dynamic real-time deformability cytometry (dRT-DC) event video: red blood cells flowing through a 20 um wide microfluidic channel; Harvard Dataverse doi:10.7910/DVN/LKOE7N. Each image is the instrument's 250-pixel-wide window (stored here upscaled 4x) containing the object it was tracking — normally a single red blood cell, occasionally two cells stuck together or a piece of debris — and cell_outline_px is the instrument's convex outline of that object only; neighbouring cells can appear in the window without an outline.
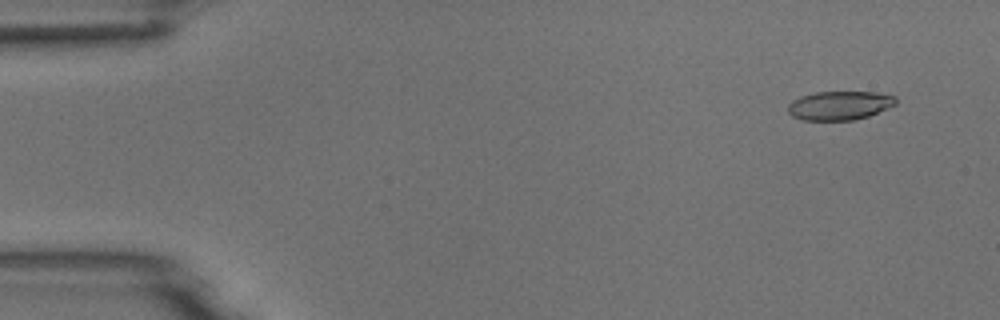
{"species": "common noctule bat (a hibernating species)", "species_latin": "Nyctalus noctula", "temperature_condition": "room temperature", "stored_images_in_passage": 5, "camera_frame_rate_fps": 3000, "um_per_image_px": 0.085, "animal": {"sex": "male", "body_mass_g": 18.8}, "frame": {"image": 1, "passage_image": 2, "time_ms": 1.0, "image_size_px": [1000, 320], "cell_outline_px": [[896, 104], [888, 108], [868, 116], [852, 120], [804, 120], [792, 116], [788, 112], [788, 104], [792, 100], [800, 96], [816, 92], [876, 92], [896, 96]], "centroid_in_image_um": [71.35, 8.96], "position_along_channel_um": 13.6, "area_um2": 18.15}}
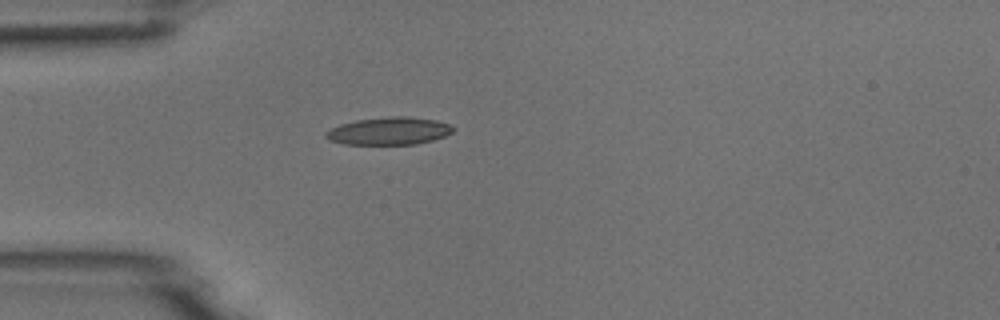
{"frame": {"image": 2, "passage_image": 5, "time_ms": 4.667, "image_size_px": [1000, 320], "cell_outline_px": [[456, 128], [452, 132], [444, 136], [432, 140], [416, 144], [344, 144], [328, 140], [324, 136], [324, 132], [340, 124], [356, 120], [392, 116], [408, 116], [436, 120], [452, 124]], "centroid_in_image_um": [33.08, 11.13], "position_along_channel_um": 51.9, "area_um2": 20.58}}